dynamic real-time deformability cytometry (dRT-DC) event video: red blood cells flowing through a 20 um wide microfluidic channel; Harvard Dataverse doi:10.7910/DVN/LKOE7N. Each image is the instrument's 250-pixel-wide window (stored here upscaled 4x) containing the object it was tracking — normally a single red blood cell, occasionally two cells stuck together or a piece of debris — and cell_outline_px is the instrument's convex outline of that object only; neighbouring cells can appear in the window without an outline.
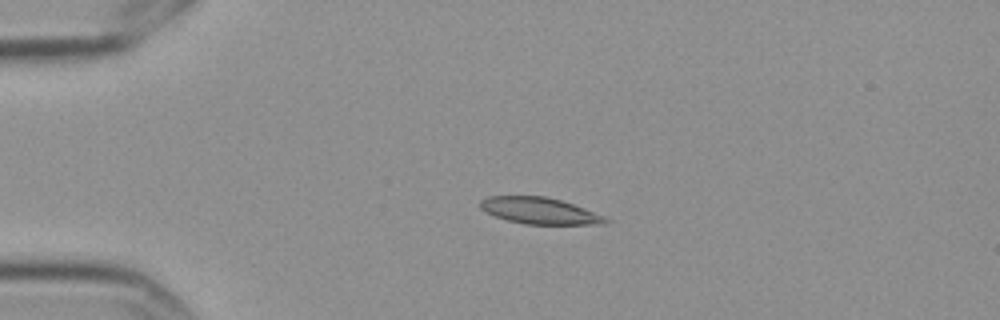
{"species": "Egyptian fruit bat (a non-hibernating species)", "species_latin": "Rousettus aegyptiacus", "temperature_condition": "cold", "stored_images_in_passage": 5, "camera_frame_rate_fps": 3000, "um_per_image_px": 0.085, "frame": {"image": 1, "passage_image": 4, "time_ms": 1.0, "image_size_px": [1000, 320], "cell_outline_px": [[612, 220], [604, 224], [528, 224], [508, 220], [496, 216], [480, 208], [480, 200], [488, 196], [544, 196], [560, 200], [584, 208], [604, 216]], "centroid_in_image_um": [45.88, 17.91], "position_along_channel_um": 39.1, "area_um2": 19.07}}